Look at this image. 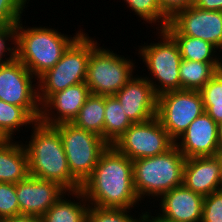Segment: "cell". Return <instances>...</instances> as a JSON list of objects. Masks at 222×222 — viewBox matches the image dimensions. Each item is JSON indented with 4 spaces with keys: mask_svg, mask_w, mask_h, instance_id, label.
<instances>
[{
    "mask_svg": "<svg viewBox=\"0 0 222 222\" xmlns=\"http://www.w3.org/2000/svg\"><path fill=\"white\" fill-rule=\"evenodd\" d=\"M80 190L90 205L100 208L138 209L148 203L142 205L135 191L133 161L113 145L101 154Z\"/></svg>",
    "mask_w": 222,
    "mask_h": 222,
    "instance_id": "cell-1",
    "label": "cell"
},
{
    "mask_svg": "<svg viewBox=\"0 0 222 222\" xmlns=\"http://www.w3.org/2000/svg\"><path fill=\"white\" fill-rule=\"evenodd\" d=\"M31 137L22 143L28 155L29 175L58 183L66 191H75L81 184L71 175L59 132L37 121Z\"/></svg>",
    "mask_w": 222,
    "mask_h": 222,
    "instance_id": "cell-2",
    "label": "cell"
},
{
    "mask_svg": "<svg viewBox=\"0 0 222 222\" xmlns=\"http://www.w3.org/2000/svg\"><path fill=\"white\" fill-rule=\"evenodd\" d=\"M23 20L16 24L15 57L37 79L58 63L64 51L85 30L81 27L72 37L50 25L28 27Z\"/></svg>",
    "mask_w": 222,
    "mask_h": 222,
    "instance_id": "cell-3",
    "label": "cell"
},
{
    "mask_svg": "<svg viewBox=\"0 0 222 222\" xmlns=\"http://www.w3.org/2000/svg\"><path fill=\"white\" fill-rule=\"evenodd\" d=\"M185 163L175 145L164 154L133 160L134 188L141 203L154 199V205L164 193L183 185Z\"/></svg>",
    "mask_w": 222,
    "mask_h": 222,
    "instance_id": "cell-4",
    "label": "cell"
},
{
    "mask_svg": "<svg viewBox=\"0 0 222 222\" xmlns=\"http://www.w3.org/2000/svg\"><path fill=\"white\" fill-rule=\"evenodd\" d=\"M152 31L156 32L157 38L154 40L157 42L141 43L133 53H136L140 61L145 64L143 66H146L148 74L143 73L142 76L149 81L159 96L180 90L179 67L182 57L177 43L165 30Z\"/></svg>",
    "mask_w": 222,
    "mask_h": 222,
    "instance_id": "cell-5",
    "label": "cell"
},
{
    "mask_svg": "<svg viewBox=\"0 0 222 222\" xmlns=\"http://www.w3.org/2000/svg\"><path fill=\"white\" fill-rule=\"evenodd\" d=\"M98 42L84 30L64 51L58 63L37 79L40 105L52 94L86 81L89 56Z\"/></svg>",
    "mask_w": 222,
    "mask_h": 222,
    "instance_id": "cell-6",
    "label": "cell"
},
{
    "mask_svg": "<svg viewBox=\"0 0 222 222\" xmlns=\"http://www.w3.org/2000/svg\"><path fill=\"white\" fill-rule=\"evenodd\" d=\"M99 43L89 56L86 85L90 93L103 96L115 95L134 76L138 62L133 57L117 54ZM126 57V58H125Z\"/></svg>",
    "mask_w": 222,
    "mask_h": 222,
    "instance_id": "cell-7",
    "label": "cell"
},
{
    "mask_svg": "<svg viewBox=\"0 0 222 222\" xmlns=\"http://www.w3.org/2000/svg\"><path fill=\"white\" fill-rule=\"evenodd\" d=\"M53 127L61 137L71 175L82 185L109 144L101 136L73 123H61Z\"/></svg>",
    "mask_w": 222,
    "mask_h": 222,
    "instance_id": "cell-8",
    "label": "cell"
},
{
    "mask_svg": "<svg viewBox=\"0 0 222 222\" xmlns=\"http://www.w3.org/2000/svg\"><path fill=\"white\" fill-rule=\"evenodd\" d=\"M205 112L202 96L195 90H176L158 96L156 117L175 141Z\"/></svg>",
    "mask_w": 222,
    "mask_h": 222,
    "instance_id": "cell-9",
    "label": "cell"
},
{
    "mask_svg": "<svg viewBox=\"0 0 222 222\" xmlns=\"http://www.w3.org/2000/svg\"><path fill=\"white\" fill-rule=\"evenodd\" d=\"M0 100L23 107L39 121L41 105L37 78L16 57L0 65Z\"/></svg>",
    "mask_w": 222,
    "mask_h": 222,
    "instance_id": "cell-10",
    "label": "cell"
},
{
    "mask_svg": "<svg viewBox=\"0 0 222 222\" xmlns=\"http://www.w3.org/2000/svg\"><path fill=\"white\" fill-rule=\"evenodd\" d=\"M174 145L175 141L156 116L145 122L133 123L113 144L132 161L164 154Z\"/></svg>",
    "mask_w": 222,
    "mask_h": 222,
    "instance_id": "cell-11",
    "label": "cell"
},
{
    "mask_svg": "<svg viewBox=\"0 0 222 222\" xmlns=\"http://www.w3.org/2000/svg\"><path fill=\"white\" fill-rule=\"evenodd\" d=\"M169 24L179 34L208 41L222 52V11L202 10L191 5L177 12Z\"/></svg>",
    "mask_w": 222,
    "mask_h": 222,
    "instance_id": "cell-12",
    "label": "cell"
},
{
    "mask_svg": "<svg viewBox=\"0 0 222 222\" xmlns=\"http://www.w3.org/2000/svg\"><path fill=\"white\" fill-rule=\"evenodd\" d=\"M175 146L186 159L222 154L219 146L218 124L203 112L175 140Z\"/></svg>",
    "mask_w": 222,
    "mask_h": 222,
    "instance_id": "cell-13",
    "label": "cell"
},
{
    "mask_svg": "<svg viewBox=\"0 0 222 222\" xmlns=\"http://www.w3.org/2000/svg\"><path fill=\"white\" fill-rule=\"evenodd\" d=\"M139 74L114 95L132 123L148 121L157 112L158 96L149 81Z\"/></svg>",
    "mask_w": 222,
    "mask_h": 222,
    "instance_id": "cell-14",
    "label": "cell"
},
{
    "mask_svg": "<svg viewBox=\"0 0 222 222\" xmlns=\"http://www.w3.org/2000/svg\"><path fill=\"white\" fill-rule=\"evenodd\" d=\"M86 82L52 94L42 105L39 121L48 126L72 123L90 95Z\"/></svg>",
    "mask_w": 222,
    "mask_h": 222,
    "instance_id": "cell-15",
    "label": "cell"
},
{
    "mask_svg": "<svg viewBox=\"0 0 222 222\" xmlns=\"http://www.w3.org/2000/svg\"><path fill=\"white\" fill-rule=\"evenodd\" d=\"M20 215L41 217L66 191L58 183L33 176L15 184Z\"/></svg>",
    "mask_w": 222,
    "mask_h": 222,
    "instance_id": "cell-16",
    "label": "cell"
},
{
    "mask_svg": "<svg viewBox=\"0 0 222 222\" xmlns=\"http://www.w3.org/2000/svg\"><path fill=\"white\" fill-rule=\"evenodd\" d=\"M159 202V204L157 203ZM156 201L155 206L145 208H158L162 218L171 222H201L204 196L193 192L184 185L178 186L164 193ZM157 211V212H156Z\"/></svg>",
    "mask_w": 222,
    "mask_h": 222,
    "instance_id": "cell-17",
    "label": "cell"
},
{
    "mask_svg": "<svg viewBox=\"0 0 222 222\" xmlns=\"http://www.w3.org/2000/svg\"><path fill=\"white\" fill-rule=\"evenodd\" d=\"M183 185L202 196L222 189V154L186 159Z\"/></svg>",
    "mask_w": 222,
    "mask_h": 222,
    "instance_id": "cell-18",
    "label": "cell"
},
{
    "mask_svg": "<svg viewBox=\"0 0 222 222\" xmlns=\"http://www.w3.org/2000/svg\"><path fill=\"white\" fill-rule=\"evenodd\" d=\"M16 137L0 140V182L16 184L29 176L28 155Z\"/></svg>",
    "mask_w": 222,
    "mask_h": 222,
    "instance_id": "cell-19",
    "label": "cell"
},
{
    "mask_svg": "<svg viewBox=\"0 0 222 222\" xmlns=\"http://www.w3.org/2000/svg\"><path fill=\"white\" fill-rule=\"evenodd\" d=\"M89 207L90 204L80 189L65 191L40 217V222H87Z\"/></svg>",
    "mask_w": 222,
    "mask_h": 222,
    "instance_id": "cell-20",
    "label": "cell"
},
{
    "mask_svg": "<svg viewBox=\"0 0 222 222\" xmlns=\"http://www.w3.org/2000/svg\"><path fill=\"white\" fill-rule=\"evenodd\" d=\"M164 30L177 43L182 59L203 63H222V53L212 43L199 38L181 35L169 23Z\"/></svg>",
    "mask_w": 222,
    "mask_h": 222,
    "instance_id": "cell-21",
    "label": "cell"
},
{
    "mask_svg": "<svg viewBox=\"0 0 222 222\" xmlns=\"http://www.w3.org/2000/svg\"><path fill=\"white\" fill-rule=\"evenodd\" d=\"M220 70H222V63L182 59L179 67L180 90L200 91Z\"/></svg>",
    "mask_w": 222,
    "mask_h": 222,
    "instance_id": "cell-22",
    "label": "cell"
},
{
    "mask_svg": "<svg viewBox=\"0 0 222 222\" xmlns=\"http://www.w3.org/2000/svg\"><path fill=\"white\" fill-rule=\"evenodd\" d=\"M37 121L23 108L0 100V138L15 139L23 127L26 131Z\"/></svg>",
    "mask_w": 222,
    "mask_h": 222,
    "instance_id": "cell-23",
    "label": "cell"
},
{
    "mask_svg": "<svg viewBox=\"0 0 222 222\" xmlns=\"http://www.w3.org/2000/svg\"><path fill=\"white\" fill-rule=\"evenodd\" d=\"M117 98L105 96L103 139L113 145L132 125Z\"/></svg>",
    "mask_w": 222,
    "mask_h": 222,
    "instance_id": "cell-24",
    "label": "cell"
},
{
    "mask_svg": "<svg viewBox=\"0 0 222 222\" xmlns=\"http://www.w3.org/2000/svg\"><path fill=\"white\" fill-rule=\"evenodd\" d=\"M104 115L105 96L91 93L72 123L103 138Z\"/></svg>",
    "mask_w": 222,
    "mask_h": 222,
    "instance_id": "cell-25",
    "label": "cell"
},
{
    "mask_svg": "<svg viewBox=\"0 0 222 222\" xmlns=\"http://www.w3.org/2000/svg\"><path fill=\"white\" fill-rule=\"evenodd\" d=\"M142 24H150L154 30H164L169 23V18L162 12L159 0H123ZM140 18V19H139ZM145 21V22H144Z\"/></svg>",
    "mask_w": 222,
    "mask_h": 222,
    "instance_id": "cell-26",
    "label": "cell"
},
{
    "mask_svg": "<svg viewBox=\"0 0 222 222\" xmlns=\"http://www.w3.org/2000/svg\"><path fill=\"white\" fill-rule=\"evenodd\" d=\"M205 112L217 123L222 122V70L200 91Z\"/></svg>",
    "mask_w": 222,
    "mask_h": 222,
    "instance_id": "cell-27",
    "label": "cell"
},
{
    "mask_svg": "<svg viewBox=\"0 0 222 222\" xmlns=\"http://www.w3.org/2000/svg\"><path fill=\"white\" fill-rule=\"evenodd\" d=\"M139 210L140 212H138ZM142 211V208L136 211L125 208H100L90 205L87 222H139Z\"/></svg>",
    "mask_w": 222,
    "mask_h": 222,
    "instance_id": "cell-28",
    "label": "cell"
},
{
    "mask_svg": "<svg viewBox=\"0 0 222 222\" xmlns=\"http://www.w3.org/2000/svg\"><path fill=\"white\" fill-rule=\"evenodd\" d=\"M20 215L14 183L0 182V220Z\"/></svg>",
    "mask_w": 222,
    "mask_h": 222,
    "instance_id": "cell-29",
    "label": "cell"
},
{
    "mask_svg": "<svg viewBox=\"0 0 222 222\" xmlns=\"http://www.w3.org/2000/svg\"><path fill=\"white\" fill-rule=\"evenodd\" d=\"M30 0H0V25L17 24L29 7Z\"/></svg>",
    "mask_w": 222,
    "mask_h": 222,
    "instance_id": "cell-30",
    "label": "cell"
},
{
    "mask_svg": "<svg viewBox=\"0 0 222 222\" xmlns=\"http://www.w3.org/2000/svg\"><path fill=\"white\" fill-rule=\"evenodd\" d=\"M15 44L16 24L0 25V65L15 58Z\"/></svg>",
    "mask_w": 222,
    "mask_h": 222,
    "instance_id": "cell-31",
    "label": "cell"
},
{
    "mask_svg": "<svg viewBox=\"0 0 222 222\" xmlns=\"http://www.w3.org/2000/svg\"><path fill=\"white\" fill-rule=\"evenodd\" d=\"M201 222H222V189L204 197Z\"/></svg>",
    "mask_w": 222,
    "mask_h": 222,
    "instance_id": "cell-32",
    "label": "cell"
},
{
    "mask_svg": "<svg viewBox=\"0 0 222 222\" xmlns=\"http://www.w3.org/2000/svg\"><path fill=\"white\" fill-rule=\"evenodd\" d=\"M162 12L171 19L177 12L193 5L194 0H159Z\"/></svg>",
    "mask_w": 222,
    "mask_h": 222,
    "instance_id": "cell-33",
    "label": "cell"
},
{
    "mask_svg": "<svg viewBox=\"0 0 222 222\" xmlns=\"http://www.w3.org/2000/svg\"><path fill=\"white\" fill-rule=\"evenodd\" d=\"M193 5L202 10L222 11V0H194Z\"/></svg>",
    "mask_w": 222,
    "mask_h": 222,
    "instance_id": "cell-34",
    "label": "cell"
},
{
    "mask_svg": "<svg viewBox=\"0 0 222 222\" xmlns=\"http://www.w3.org/2000/svg\"><path fill=\"white\" fill-rule=\"evenodd\" d=\"M143 210H145V211H143L141 213L139 222H171V221H168V220L162 218L158 213L155 214V212L153 211L154 209H152V211H151V209L147 210L143 207ZM153 215H155V216H153Z\"/></svg>",
    "mask_w": 222,
    "mask_h": 222,
    "instance_id": "cell-35",
    "label": "cell"
},
{
    "mask_svg": "<svg viewBox=\"0 0 222 222\" xmlns=\"http://www.w3.org/2000/svg\"><path fill=\"white\" fill-rule=\"evenodd\" d=\"M0 222H40V217L21 214V215L1 219Z\"/></svg>",
    "mask_w": 222,
    "mask_h": 222,
    "instance_id": "cell-36",
    "label": "cell"
},
{
    "mask_svg": "<svg viewBox=\"0 0 222 222\" xmlns=\"http://www.w3.org/2000/svg\"><path fill=\"white\" fill-rule=\"evenodd\" d=\"M219 146L222 153V122L218 124Z\"/></svg>",
    "mask_w": 222,
    "mask_h": 222,
    "instance_id": "cell-37",
    "label": "cell"
}]
</instances>
